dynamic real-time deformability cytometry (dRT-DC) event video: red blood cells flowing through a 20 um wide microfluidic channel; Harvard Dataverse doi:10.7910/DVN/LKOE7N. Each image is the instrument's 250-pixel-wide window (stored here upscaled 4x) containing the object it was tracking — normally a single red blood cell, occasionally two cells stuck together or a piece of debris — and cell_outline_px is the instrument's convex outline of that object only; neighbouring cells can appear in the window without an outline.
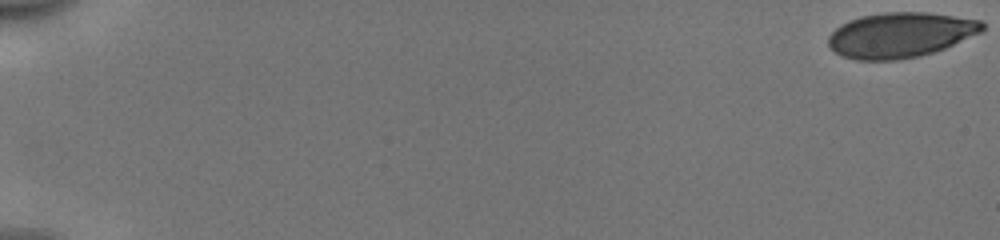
{"species": "human", "species_latin": "Homo sapiens", "temperature_condition": "cold", "stored_images_in_passage": 54, "camera_frame_rate_fps": 3000, "um_per_image_px": 0.085, "donor": {"sex": "male"}, "frame": {"image": 1, "passage_image": 1, "time_ms": 0.0, "image_size_px": [1000, 240], "cell_outline_px": [[984, 32], [944, 48], [932, 52], [916, 56], [896, 60], [856, 60], [840, 56], [828, 44], [828, 36], [840, 24], [848, 20], [860, 16], [884, 12], [928, 12], [984, 20]], "centroid_in_image_um": [76.55, 2.96], "position_along_channel_um": 8.5, "area_um2": 40.75}}
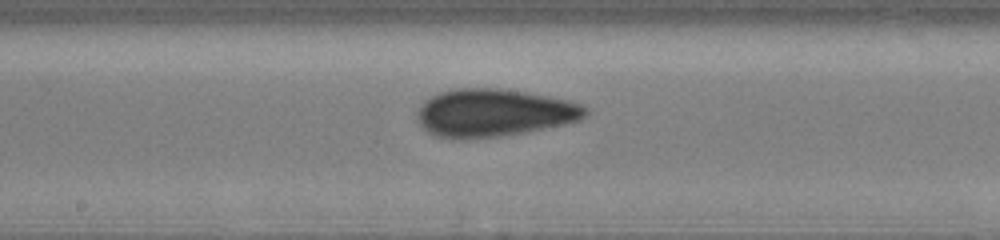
{"frame": {"image": 2, "passage_image": 31, "time_ms": 10.0, "image_size_px": [1000, 240], "cell_outline_px": [[592, 112], [580, 120], [564, 124], [524, 132], [500, 136], [464, 140], [456, 140], [436, 136], [428, 132], [416, 120], [416, 112], [420, 104], [424, 100], [440, 92], [456, 88], [500, 88], [548, 96], [568, 100], [580, 104], [588, 108]], "centroid_in_image_um": [41.95, 9.6], "position_along_channel_um": 206.3, "area_um2": 47.22}}
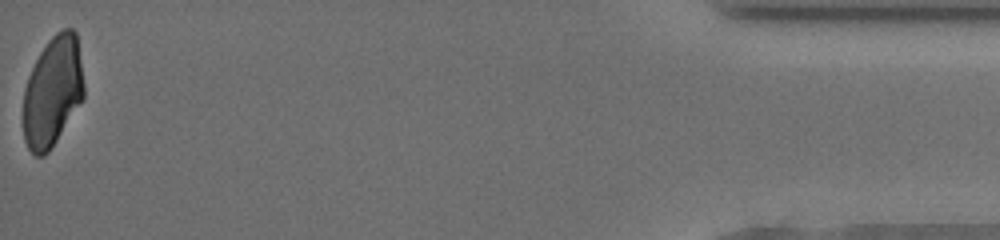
{"frame": {"image": 3, "passage_image": 54, "time_ms": 17.667, "image_size_px": [1000, 240], "cell_outline_px": [[84, 96], [56, 140], [48, 152], [44, 156], [36, 156], [28, 148], [24, 140], [24, 88], [28, 76], [40, 52], [48, 40], [56, 32], [64, 28], [72, 28], [76, 32], [84, 84]], "centroid_in_image_um": [4.47, 7.76], "position_along_channel_um": 430.7, "area_um2": 38.49}, "authors_computed_cell_mechanics": {"area_um2": 42.5986, "velocity_mm_per_s": 3.9742, "shape_relaxation_time_tau1_ms": 5.3093, "shape_relaxation_time_tau2_ms": 2.3292, "deformation_change_tau1": 0.1389, "deformation_change_tau2": 0.0637}}